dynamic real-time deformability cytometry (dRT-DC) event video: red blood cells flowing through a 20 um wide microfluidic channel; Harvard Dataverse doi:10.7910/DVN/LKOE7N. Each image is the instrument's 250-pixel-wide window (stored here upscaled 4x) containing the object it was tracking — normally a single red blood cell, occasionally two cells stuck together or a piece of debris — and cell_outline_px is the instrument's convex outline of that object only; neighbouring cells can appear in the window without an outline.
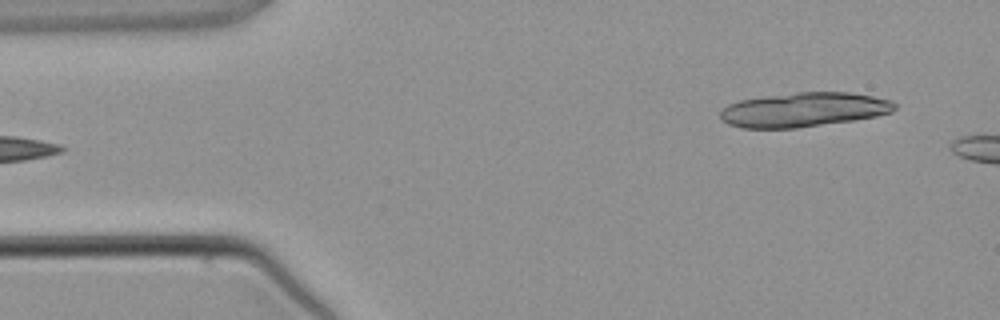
{"species": "common noctule bat (a hibernating species)", "species_latin": "Nyctalus noctula", "temperature_condition": "warm", "stored_images_in_passage": 3, "camera_frame_rate_fps": 3000, "um_per_image_px": 0.085, "animal": {"sex": "male", "body_mass_g": 21.5, "forearm_length_mm": 52.0}, "frame": {"image": 1, "passage_image": 3, "time_ms": 2.667, "image_size_px": [1000, 320], "cell_outline_px": [[896, 108], [892, 112], [876, 116], [852, 120], [796, 128], [740, 128], [728, 124], [720, 120], [720, 112], [728, 104], [740, 100], [796, 92], [848, 92], [872, 96], [892, 100], [896, 104]], "centroid_in_image_um": [68.31, 9.33], "position_along_channel_um": 16.7, "area_um2": 34.85}}